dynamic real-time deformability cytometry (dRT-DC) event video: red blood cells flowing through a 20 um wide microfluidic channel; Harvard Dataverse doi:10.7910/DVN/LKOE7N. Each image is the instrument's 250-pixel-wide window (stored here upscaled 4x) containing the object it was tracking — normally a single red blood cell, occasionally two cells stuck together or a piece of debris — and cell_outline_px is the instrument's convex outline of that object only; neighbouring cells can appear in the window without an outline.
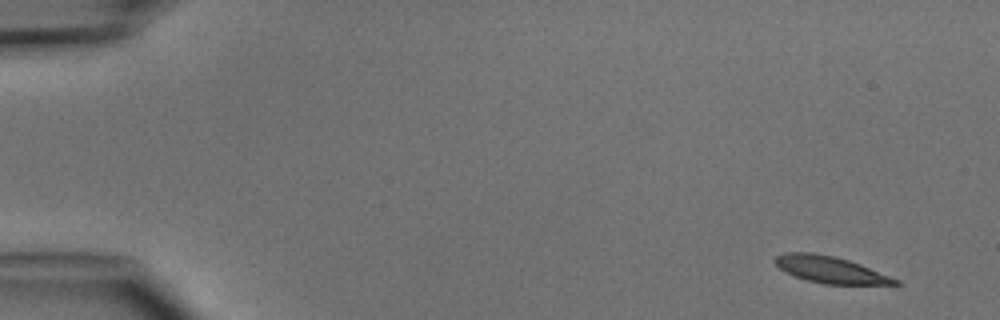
{"species": "common noctule bat (a hibernating species)", "species_latin": "Nyctalus noctula", "temperature_condition": "cold", "stored_images_in_passage": 5, "camera_frame_rate_fps": 3000, "um_per_image_px": 0.085, "animal": {"sex": "male", "body_mass_g": 15.6}, "frame": {"image": 1, "passage_image": 1, "time_ms": 0.0, "image_size_px": [1000, 320], "cell_outline_px": [[904, 284], [824, 284], [808, 280], [796, 276], [780, 268], [772, 260], [776, 256], [784, 252], [812, 252], [836, 256], [860, 264], [900, 280]], "centroid_in_image_um": [70.58, 22.9], "position_along_channel_um": 14.4, "area_um2": 18.55}}
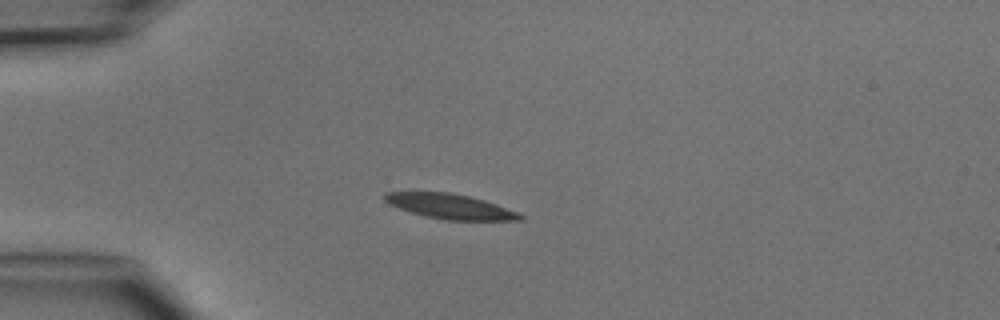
{"frame": {"image": 2, "passage_image": 4, "time_ms": 3.333, "image_size_px": [1000, 320], "cell_outline_px": [[524, 220], [448, 220], [424, 216], [388, 204], [384, 200], [384, 192], [452, 192], [484, 200], [520, 212], [524, 216]], "centroid_in_image_um": [38.3, 17.54], "position_along_channel_um": 46.7, "area_um2": 19.65}}